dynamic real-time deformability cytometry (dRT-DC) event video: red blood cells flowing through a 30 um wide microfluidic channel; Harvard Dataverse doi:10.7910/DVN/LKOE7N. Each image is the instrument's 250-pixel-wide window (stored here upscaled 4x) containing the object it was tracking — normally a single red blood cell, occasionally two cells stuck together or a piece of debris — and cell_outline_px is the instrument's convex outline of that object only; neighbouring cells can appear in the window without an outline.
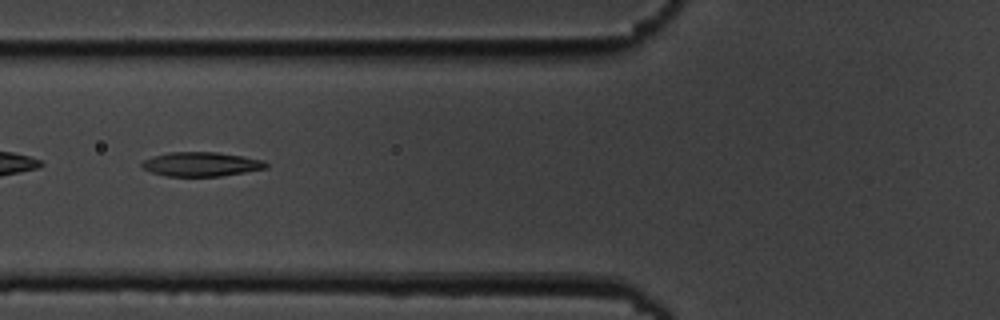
{"species": "common noctule bat (a hibernating species)", "species_latin": "Nyctalus noctula", "temperature_condition": "cold", "stored_images_in_passage": 7, "camera_frame_rate_fps": 3000, "um_per_image_px": 0.085, "animal": {"sex": "male", "body_mass_g": 19.5, "forearm_length_mm": 54.6}, "frame": {"image": 1, "passage_image": 7, "time_ms": 7.0, "image_size_px": [1000, 320], "cell_outline_px": [[268, 168], [220, 176], [168, 176], [152, 172], [144, 168], [140, 164], [144, 160], [152, 156], [168, 152], [216, 152], [244, 156], [264, 160], [268, 164]], "centroid_in_image_um": [17.12, 13.95], "position_along_channel_um": 108.7, "area_um2": 17.51}}